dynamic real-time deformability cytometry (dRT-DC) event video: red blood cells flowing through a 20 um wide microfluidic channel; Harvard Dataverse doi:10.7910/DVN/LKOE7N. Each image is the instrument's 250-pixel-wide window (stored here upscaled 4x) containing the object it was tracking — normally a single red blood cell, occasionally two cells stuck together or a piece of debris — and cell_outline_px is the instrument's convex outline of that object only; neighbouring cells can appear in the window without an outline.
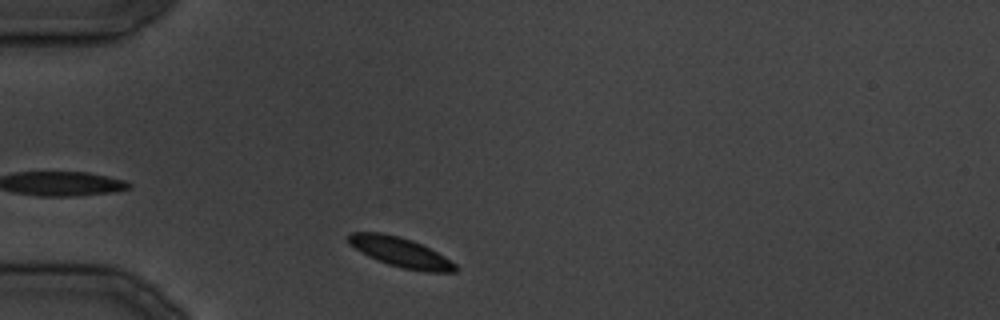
{"species": "common noctule bat (a hibernating species)", "species_latin": "Nyctalus noctula", "temperature_condition": "cold", "stored_images_in_passage": 7, "camera_frame_rate_fps": 3000, "um_per_image_px": 0.085, "animal": {"sex": "male", "body_mass_g": 19.5, "forearm_length_mm": 54.6}, "frame": {"image": 1, "passage_image": 1, "time_ms": 0.0, "image_size_px": [1000, 320], "cell_outline_px": [[460, 268], [456, 272], [424, 272], [400, 268], [388, 264], [368, 256], [348, 244], [348, 232], [384, 232], [400, 236], [412, 240], [444, 256], [456, 264]], "centroid_in_image_um": [34.04, 21.44], "position_along_channel_um": 51.0, "area_um2": 18.67}}
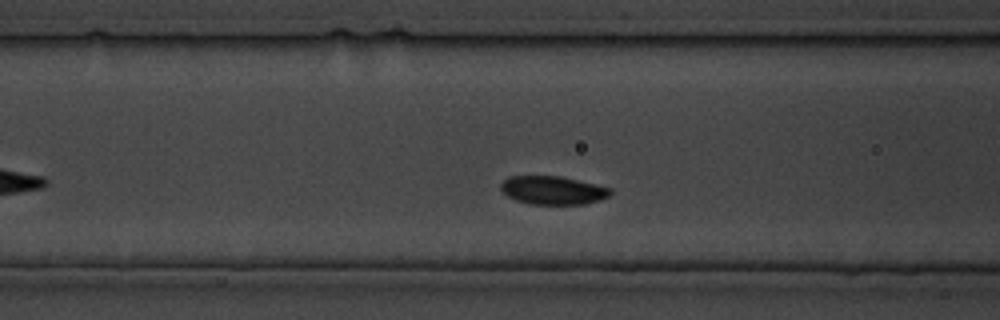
{"frame": {"image": 2, "passage_image": 6, "time_ms": 5.667, "image_size_px": [1000, 320], "cell_outline_px": [[612, 192], [608, 196], [600, 200], [584, 204], [528, 204], [516, 200], [508, 196], [500, 188], [500, 184], [508, 176], [560, 176], [596, 184], [612, 188]], "centroid_in_image_um": [47.0, 16.17], "position_along_channel_um": 119.6, "area_um2": 18.15}}